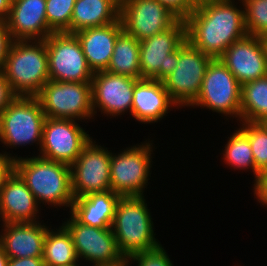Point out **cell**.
<instances>
[{"mask_svg":"<svg viewBox=\"0 0 267 266\" xmlns=\"http://www.w3.org/2000/svg\"><path fill=\"white\" fill-rule=\"evenodd\" d=\"M244 8L234 0H200L185 19L186 40L213 59L247 35Z\"/></svg>","mask_w":267,"mask_h":266,"instance_id":"obj_1","label":"cell"},{"mask_svg":"<svg viewBox=\"0 0 267 266\" xmlns=\"http://www.w3.org/2000/svg\"><path fill=\"white\" fill-rule=\"evenodd\" d=\"M15 172L25 182L37 203L57 207H69L74 197L71 188L70 166L39 156L17 157Z\"/></svg>","mask_w":267,"mask_h":266,"instance_id":"obj_2","label":"cell"},{"mask_svg":"<svg viewBox=\"0 0 267 266\" xmlns=\"http://www.w3.org/2000/svg\"><path fill=\"white\" fill-rule=\"evenodd\" d=\"M2 72L17 96L36 97L50 80L46 39L13 40Z\"/></svg>","mask_w":267,"mask_h":266,"instance_id":"obj_3","label":"cell"},{"mask_svg":"<svg viewBox=\"0 0 267 266\" xmlns=\"http://www.w3.org/2000/svg\"><path fill=\"white\" fill-rule=\"evenodd\" d=\"M144 197H121L116 206L111 229L125 259L161 245L155 238L154 224Z\"/></svg>","mask_w":267,"mask_h":266,"instance_id":"obj_4","label":"cell"},{"mask_svg":"<svg viewBox=\"0 0 267 266\" xmlns=\"http://www.w3.org/2000/svg\"><path fill=\"white\" fill-rule=\"evenodd\" d=\"M45 118L37 97L17 96L0 113V141L10 148L36 143L40 151Z\"/></svg>","mask_w":267,"mask_h":266,"instance_id":"obj_5","label":"cell"},{"mask_svg":"<svg viewBox=\"0 0 267 266\" xmlns=\"http://www.w3.org/2000/svg\"><path fill=\"white\" fill-rule=\"evenodd\" d=\"M186 41V23L178 19L170 28L140 41L141 79L163 81L179 61V47Z\"/></svg>","mask_w":267,"mask_h":266,"instance_id":"obj_6","label":"cell"},{"mask_svg":"<svg viewBox=\"0 0 267 266\" xmlns=\"http://www.w3.org/2000/svg\"><path fill=\"white\" fill-rule=\"evenodd\" d=\"M36 97L46 117L81 122L94 117L91 82L49 80Z\"/></svg>","mask_w":267,"mask_h":266,"instance_id":"obj_7","label":"cell"},{"mask_svg":"<svg viewBox=\"0 0 267 266\" xmlns=\"http://www.w3.org/2000/svg\"><path fill=\"white\" fill-rule=\"evenodd\" d=\"M145 142V143H144ZM111 153L110 189L121 197L144 196L152 166V141Z\"/></svg>","mask_w":267,"mask_h":266,"instance_id":"obj_8","label":"cell"},{"mask_svg":"<svg viewBox=\"0 0 267 266\" xmlns=\"http://www.w3.org/2000/svg\"><path fill=\"white\" fill-rule=\"evenodd\" d=\"M242 85L233 73L217 58L212 59L202 86L191 107H203L240 121Z\"/></svg>","mask_w":267,"mask_h":266,"instance_id":"obj_9","label":"cell"},{"mask_svg":"<svg viewBox=\"0 0 267 266\" xmlns=\"http://www.w3.org/2000/svg\"><path fill=\"white\" fill-rule=\"evenodd\" d=\"M213 58L187 40L179 47V61L163 84L179 107H189L200 93L207 66Z\"/></svg>","mask_w":267,"mask_h":266,"instance_id":"obj_10","label":"cell"},{"mask_svg":"<svg viewBox=\"0 0 267 266\" xmlns=\"http://www.w3.org/2000/svg\"><path fill=\"white\" fill-rule=\"evenodd\" d=\"M50 80L91 82L93 71L88 66L82 46L75 34L51 33L46 38Z\"/></svg>","mask_w":267,"mask_h":266,"instance_id":"obj_11","label":"cell"},{"mask_svg":"<svg viewBox=\"0 0 267 266\" xmlns=\"http://www.w3.org/2000/svg\"><path fill=\"white\" fill-rule=\"evenodd\" d=\"M76 121L46 117L37 156L71 166L92 139Z\"/></svg>","mask_w":267,"mask_h":266,"instance_id":"obj_12","label":"cell"},{"mask_svg":"<svg viewBox=\"0 0 267 266\" xmlns=\"http://www.w3.org/2000/svg\"><path fill=\"white\" fill-rule=\"evenodd\" d=\"M93 139L70 166L73 197L110 189L111 153L107 148L95 144Z\"/></svg>","mask_w":267,"mask_h":266,"instance_id":"obj_13","label":"cell"},{"mask_svg":"<svg viewBox=\"0 0 267 266\" xmlns=\"http://www.w3.org/2000/svg\"><path fill=\"white\" fill-rule=\"evenodd\" d=\"M63 225L72 236L79 260L90 261L92 265H127L111 228L83 225L72 215Z\"/></svg>","mask_w":267,"mask_h":266,"instance_id":"obj_14","label":"cell"},{"mask_svg":"<svg viewBox=\"0 0 267 266\" xmlns=\"http://www.w3.org/2000/svg\"><path fill=\"white\" fill-rule=\"evenodd\" d=\"M123 29L138 41L170 28L179 18L158 0H127L120 6Z\"/></svg>","mask_w":267,"mask_h":266,"instance_id":"obj_15","label":"cell"},{"mask_svg":"<svg viewBox=\"0 0 267 266\" xmlns=\"http://www.w3.org/2000/svg\"><path fill=\"white\" fill-rule=\"evenodd\" d=\"M139 79L117 75L108 71L95 72L92 84V108L103 115L116 117L132 111L133 91Z\"/></svg>","mask_w":267,"mask_h":266,"instance_id":"obj_16","label":"cell"},{"mask_svg":"<svg viewBox=\"0 0 267 266\" xmlns=\"http://www.w3.org/2000/svg\"><path fill=\"white\" fill-rule=\"evenodd\" d=\"M241 85L267 76V57L259 36L246 35L219 57Z\"/></svg>","mask_w":267,"mask_h":266,"instance_id":"obj_17","label":"cell"},{"mask_svg":"<svg viewBox=\"0 0 267 266\" xmlns=\"http://www.w3.org/2000/svg\"><path fill=\"white\" fill-rule=\"evenodd\" d=\"M46 0L12 2L6 20L13 40H43L53 33L46 20Z\"/></svg>","mask_w":267,"mask_h":266,"instance_id":"obj_18","label":"cell"},{"mask_svg":"<svg viewBox=\"0 0 267 266\" xmlns=\"http://www.w3.org/2000/svg\"><path fill=\"white\" fill-rule=\"evenodd\" d=\"M0 246L9 258L43 257L49 226L39 222L3 223Z\"/></svg>","mask_w":267,"mask_h":266,"instance_id":"obj_19","label":"cell"},{"mask_svg":"<svg viewBox=\"0 0 267 266\" xmlns=\"http://www.w3.org/2000/svg\"><path fill=\"white\" fill-rule=\"evenodd\" d=\"M36 198L14 171L0 193V221L2 223L39 222Z\"/></svg>","mask_w":267,"mask_h":266,"instance_id":"obj_20","label":"cell"},{"mask_svg":"<svg viewBox=\"0 0 267 266\" xmlns=\"http://www.w3.org/2000/svg\"><path fill=\"white\" fill-rule=\"evenodd\" d=\"M178 105L165 89L163 81L140 79L135 83L131 115L140 123L160 121L169 109Z\"/></svg>","mask_w":267,"mask_h":266,"instance_id":"obj_21","label":"cell"},{"mask_svg":"<svg viewBox=\"0 0 267 266\" xmlns=\"http://www.w3.org/2000/svg\"><path fill=\"white\" fill-rule=\"evenodd\" d=\"M123 30V24L119 18L106 26L86 28L75 33L93 73L107 70L116 39Z\"/></svg>","mask_w":267,"mask_h":266,"instance_id":"obj_22","label":"cell"},{"mask_svg":"<svg viewBox=\"0 0 267 266\" xmlns=\"http://www.w3.org/2000/svg\"><path fill=\"white\" fill-rule=\"evenodd\" d=\"M120 198L119 194L111 190L90 193L75 198L69 211L83 225L102 229L111 228Z\"/></svg>","mask_w":267,"mask_h":266,"instance_id":"obj_23","label":"cell"},{"mask_svg":"<svg viewBox=\"0 0 267 266\" xmlns=\"http://www.w3.org/2000/svg\"><path fill=\"white\" fill-rule=\"evenodd\" d=\"M119 18L120 5L114 0H76L68 33L106 26Z\"/></svg>","mask_w":267,"mask_h":266,"instance_id":"obj_24","label":"cell"},{"mask_svg":"<svg viewBox=\"0 0 267 266\" xmlns=\"http://www.w3.org/2000/svg\"><path fill=\"white\" fill-rule=\"evenodd\" d=\"M106 71L140 80V41L123 30L116 39Z\"/></svg>","mask_w":267,"mask_h":266,"instance_id":"obj_25","label":"cell"},{"mask_svg":"<svg viewBox=\"0 0 267 266\" xmlns=\"http://www.w3.org/2000/svg\"><path fill=\"white\" fill-rule=\"evenodd\" d=\"M56 230L48 228L46 232L42 257L45 266H68L79 262L70 232L63 224Z\"/></svg>","mask_w":267,"mask_h":266,"instance_id":"obj_26","label":"cell"},{"mask_svg":"<svg viewBox=\"0 0 267 266\" xmlns=\"http://www.w3.org/2000/svg\"><path fill=\"white\" fill-rule=\"evenodd\" d=\"M267 118V76L242 85L240 121L262 122Z\"/></svg>","mask_w":267,"mask_h":266,"instance_id":"obj_27","label":"cell"},{"mask_svg":"<svg viewBox=\"0 0 267 266\" xmlns=\"http://www.w3.org/2000/svg\"><path fill=\"white\" fill-rule=\"evenodd\" d=\"M224 148L222 151L224 163L232 166L235 170H252L256 180V166L249 139L240 128L228 137V142Z\"/></svg>","mask_w":267,"mask_h":266,"instance_id":"obj_28","label":"cell"},{"mask_svg":"<svg viewBox=\"0 0 267 266\" xmlns=\"http://www.w3.org/2000/svg\"><path fill=\"white\" fill-rule=\"evenodd\" d=\"M240 129L248 136L258 175L267 170V128L262 122L240 121Z\"/></svg>","mask_w":267,"mask_h":266,"instance_id":"obj_29","label":"cell"},{"mask_svg":"<svg viewBox=\"0 0 267 266\" xmlns=\"http://www.w3.org/2000/svg\"><path fill=\"white\" fill-rule=\"evenodd\" d=\"M238 2H242L244 8L247 35L261 37L267 33V0H238Z\"/></svg>","mask_w":267,"mask_h":266,"instance_id":"obj_30","label":"cell"},{"mask_svg":"<svg viewBox=\"0 0 267 266\" xmlns=\"http://www.w3.org/2000/svg\"><path fill=\"white\" fill-rule=\"evenodd\" d=\"M76 0H46V20L53 33H68Z\"/></svg>","mask_w":267,"mask_h":266,"instance_id":"obj_31","label":"cell"},{"mask_svg":"<svg viewBox=\"0 0 267 266\" xmlns=\"http://www.w3.org/2000/svg\"><path fill=\"white\" fill-rule=\"evenodd\" d=\"M134 262L138 263L137 266H174L162 245L154 250L135 253L126 259L127 266Z\"/></svg>","mask_w":267,"mask_h":266,"instance_id":"obj_32","label":"cell"},{"mask_svg":"<svg viewBox=\"0 0 267 266\" xmlns=\"http://www.w3.org/2000/svg\"><path fill=\"white\" fill-rule=\"evenodd\" d=\"M166 6L179 19L185 20L189 14L196 8L200 0H158Z\"/></svg>","mask_w":267,"mask_h":266,"instance_id":"obj_33","label":"cell"},{"mask_svg":"<svg viewBox=\"0 0 267 266\" xmlns=\"http://www.w3.org/2000/svg\"><path fill=\"white\" fill-rule=\"evenodd\" d=\"M17 156H12L8 152L0 153V193L4 188L6 180L15 171V160Z\"/></svg>","mask_w":267,"mask_h":266,"instance_id":"obj_34","label":"cell"},{"mask_svg":"<svg viewBox=\"0 0 267 266\" xmlns=\"http://www.w3.org/2000/svg\"><path fill=\"white\" fill-rule=\"evenodd\" d=\"M12 42L13 39L10 36L7 22L0 20V71L3 70L8 50Z\"/></svg>","mask_w":267,"mask_h":266,"instance_id":"obj_35","label":"cell"},{"mask_svg":"<svg viewBox=\"0 0 267 266\" xmlns=\"http://www.w3.org/2000/svg\"><path fill=\"white\" fill-rule=\"evenodd\" d=\"M17 97L3 72L0 71V113Z\"/></svg>","mask_w":267,"mask_h":266,"instance_id":"obj_36","label":"cell"},{"mask_svg":"<svg viewBox=\"0 0 267 266\" xmlns=\"http://www.w3.org/2000/svg\"><path fill=\"white\" fill-rule=\"evenodd\" d=\"M254 196L260 204L267 207V170L254 180Z\"/></svg>","mask_w":267,"mask_h":266,"instance_id":"obj_37","label":"cell"},{"mask_svg":"<svg viewBox=\"0 0 267 266\" xmlns=\"http://www.w3.org/2000/svg\"><path fill=\"white\" fill-rule=\"evenodd\" d=\"M8 266H45L42 257L9 258Z\"/></svg>","mask_w":267,"mask_h":266,"instance_id":"obj_38","label":"cell"},{"mask_svg":"<svg viewBox=\"0 0 267 266\" xmlns=\"http://www.w3.org/2000/svg\"><path fill=\"white\" fill-rule=\"evenodd\" d=\"M10 0H0V20L6 21L10 15Z\"/></svg>","mask_w":267,"mask_h":266,"instance_id":"obj_39","label":"cell"},{"mask_svg":"<svg viewBox=\"0 0 267 266\" xmlns=\"http://www.w3.org/2000/svg\"><path fill=\"white\" fill-rule=\"evenodd\" d=\"M9 257L0 246V266H8Z\"/></svg>","mask_w":267,"mask_h":266,"instance_id":"obj_40","label":"cell"},{"mask_svg":"<svg viewBox=\"0 0 267 266\" xmlns=\"http://www.w3.org/2000/svg\"><path fill=\"white\" fill-rule=\"evenodd\" d=\"M264 49H265V53H266V57H267V33H265L264 35H262L261 37Z\"/></svg>","mask_w":267,"mask_h":266,"instance_id":"obj_41","label":"cell"},{"mask_svg":"<svg viewBox=\"0 0 267 266\" xmlns=\"http://www.w3.org/2000/svg\"><path fill=\"white\" fill-rule=\"evenodd\" d=\"M114 1L117 2L121 6L127 0H114Z\"/></svg>","mask_w":267,"mask_h":266,"instance_id":"obj_42","label":"cell"},{"mask_svg":"<svg viewBox=\"0 0 267 266\" xmlns=\"http://www.w3.org/2000/svg\"><path fill=\"white\" fill-rule=\"evenodd\" d=\"M92 266H110V265H92ZM114 266H127V265H114Z\"/></svg>","mask_w":267,"mask_h":266,"instance_id":"obj_43","label":"cell"},{"mask_svg":"<svg viewBox=\"0 0 267 266\" xmlns=\"http://www.w3.org/2000/svg\"><path fill=\"white\" fill-rule=\"evenodd\" d=\"M262 123H263L264 126L267 128V118H266L264 121H262Z\"/></svg>","mask_w":267,"mask_h":266,"instance_id":"obj_44","label":"cell"},{"mask_svg":"<svg viewBox=\"0 0 267 266\" xmlns=\"http://www.w3.org/2000/svg\"><path fill=\"white\" fill-rule=\"evenodd\" d=\"M80 264L78 263H74V264H71V265H68V266H79Z\"/></svg>","mask_w":267,"mask_h":266,"instance_id":"obj_45","label":"cell"}]
</instances>
